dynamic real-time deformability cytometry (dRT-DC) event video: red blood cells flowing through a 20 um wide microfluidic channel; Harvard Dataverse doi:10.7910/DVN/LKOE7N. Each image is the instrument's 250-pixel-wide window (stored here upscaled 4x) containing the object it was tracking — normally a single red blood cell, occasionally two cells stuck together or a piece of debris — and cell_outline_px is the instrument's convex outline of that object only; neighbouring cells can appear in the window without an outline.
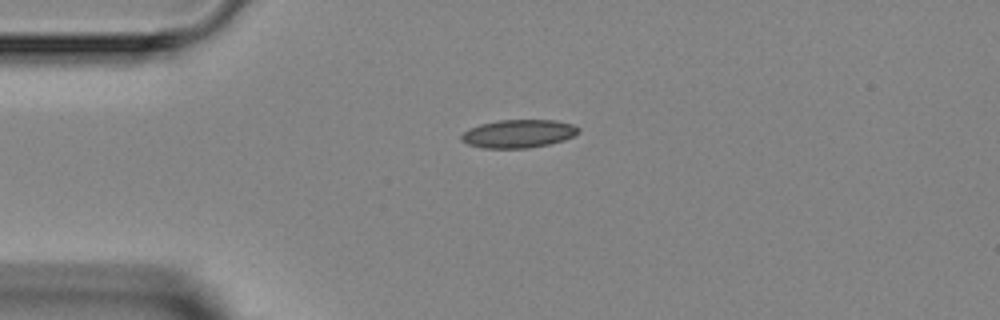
{"species": "Egyptian fruit bat (a non-hibernating species)", "species_latin": "Rousettus aegyptiacus", "temperature_condition": "room temperature", "stored_images_in_passage": 4, "camera_frame_rate_fps": 3000, "um_per_image_px": 0.085, "animal": {"sex": "female"}, "frame": {"image": 1, "passage_image": 1, "time_ms": 0.0, "image_size_px": [1000, 320], "cell_outline_px": [[580, 132], [564, 140], [548, 144], [528, 148], [484, 148], [468, 144], [460, 140], [460, 136], [468, 128], [480, 124], [500, 120], [556, 120], [572, 124], [580, 128]], "centroid_in_image_um": [44.06, 11.36], "position_along_channel_um": 40.9, "area_um2": 19.25}}
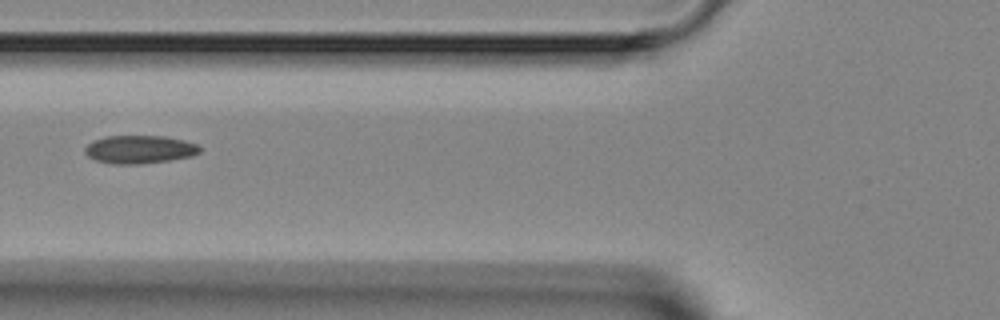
{"frame": {"image": 2, "passage_image": 3, "time_ms": 2.333, "image_size_px": [1000, 320], "cell_outline_px": [[200, 152], [192, 156], [168, 160], [136, 164], [116, 164], [96, 160], [88, 156], [84, 152], [84, 148], [92, 140], [104, 136], [164, 136], [184, 140], [200, 144]], "centroid_in_image_um": [11.86, 12.68], "position_along_channel_um": 113.9, "area_um2": 18.84}}
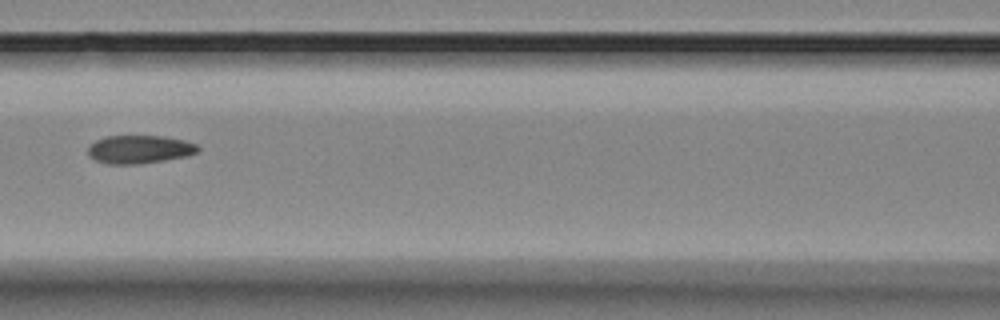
{"frame": {"image": 3, "passage_image": 4, "time_ms": 3.333, "image_size_px": [1000, 320], "cell_outline_px": [[200, 148], [196, 152], [188, 156], [140, 164], [108, 164], [96, 160], [88, 156], [88, 148], [96, 140], [104, 136], [164, 136], [184, 140], [196, 144]], "centroid_in_image_um": [11.85, 12.69], "position_along_channel_um": 154.7, "area_um2": 18.09}}